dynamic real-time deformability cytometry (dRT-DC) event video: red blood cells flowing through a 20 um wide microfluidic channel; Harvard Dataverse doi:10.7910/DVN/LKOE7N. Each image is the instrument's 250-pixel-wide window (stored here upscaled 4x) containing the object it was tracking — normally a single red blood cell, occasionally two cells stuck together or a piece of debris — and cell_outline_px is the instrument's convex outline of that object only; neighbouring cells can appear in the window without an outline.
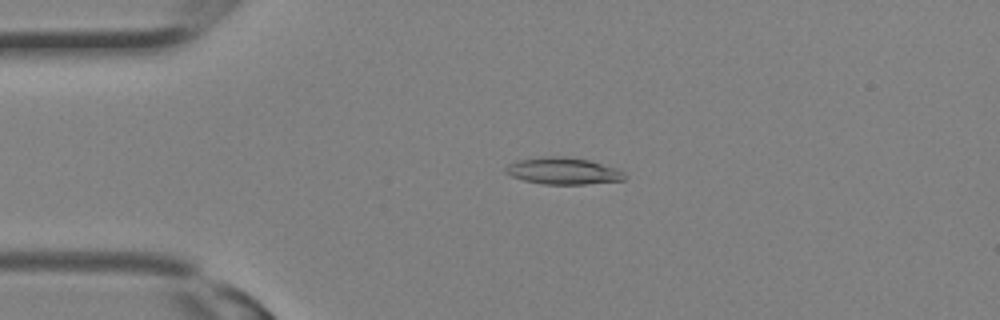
{"species": "Egyptian fruit bat (a non-hibernating species)", "species_latin": "Rousettus aegyptiacus", "temperature_condition": "room temperature", "stored_images_in_passage": 9, "camera_frame_rate_fps": 3000, "um_per_image_px": 0.085, "animal": {"sex": "female"}, "frame": {"image": 1, "passage_image": 3, "time_ms": 0.667, "image_size_px": [1000, 320], "cell_outline_px": [[628, 176], [624, 180], [584, 184], [544, 184], [524, 180], [512, 176], [504, 172], [504, 168], [508, 164], [520, 160], [540, 156], [564, 156], [588, 160], [616, 168], [624, 172]], "centroid_in_image_um": [47.87, 14.53], "position_along_channel_um": 37.1, "area_um2": 18.55}}
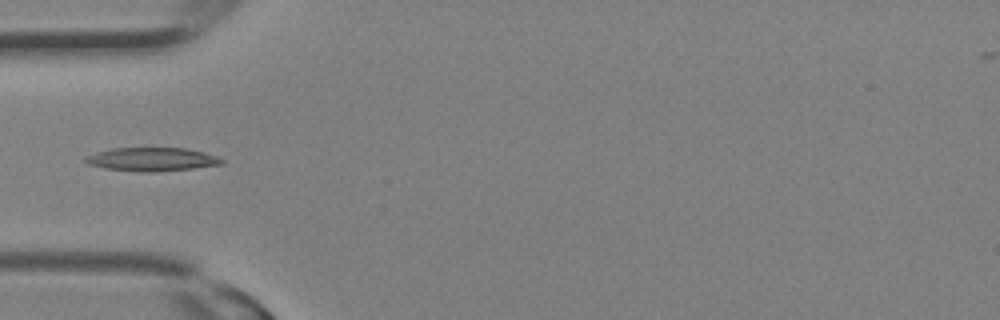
{"frame": {"image": 2, "passage_image": 6, "time_ms": 1.667, "image_size_px": [1000, 320], "cell_outline_px": [[224, 164], [192, 168], [152, 172], [148, 172], [104, 168], [88, 164], [84, 160], [88, 156], [112, 148], [184, 148], [204, 152], [216, 156], [224, 160]], "centroid_in_image_um": [12.96, 13.54], "position_along_channel_um": 72.0, "area_um2": 18.32}}
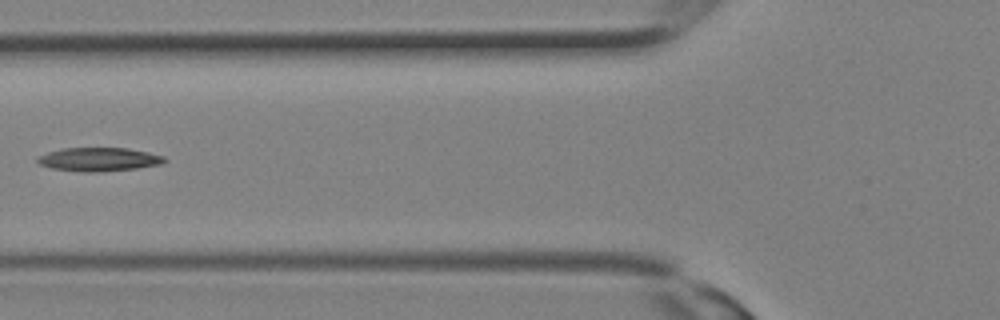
{"frame": {"image": 3, "passage_image": 8, "time_ms": 2.333, "image_size_px": [1000, 320], "cell_outline_px": [[168, 160], [160, 164], [136, 168], [100, 172], [84, 172], [52, 168], [40, 164], [36, 160], [36, 156], [60, 148], [128, 148], [148, 152], [164, 156]], "centroid_in_image_um": [8.39, 13.54], "position_along_channel_um": 117.4, "area_um2": 17.51}}